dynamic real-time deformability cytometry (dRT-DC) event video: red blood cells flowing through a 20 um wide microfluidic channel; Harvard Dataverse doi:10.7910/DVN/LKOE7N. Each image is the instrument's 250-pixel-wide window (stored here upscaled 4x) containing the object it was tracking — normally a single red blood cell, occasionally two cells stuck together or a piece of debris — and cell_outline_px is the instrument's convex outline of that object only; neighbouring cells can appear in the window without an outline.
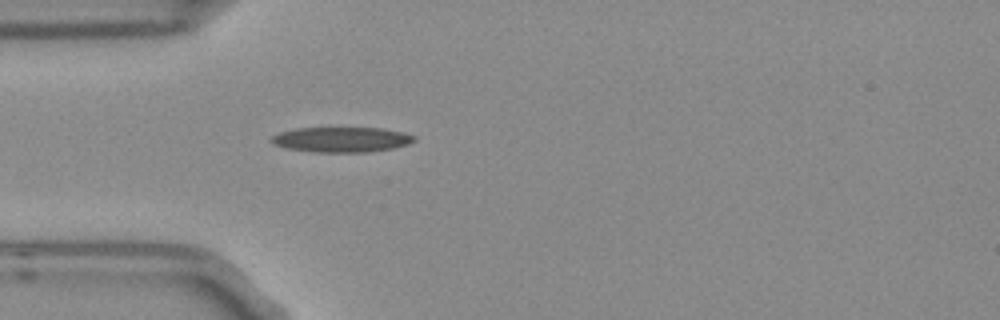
{"species": "Egyptian fruit bat (a non-hibernating species)", "species_latin": "Rousettus aegyptiacus", "temperature_condition": "room temperature", "stored_images_in_passage": 1, "camera_frame_rate_fps": 3000, "um_per_image_px": 0.085, "frame": {"image": 1, "passage_image": 1, "time_ms": 0.0, "image_size_px": [1000, 320], "cell_outline_px": [[416, 140], [408, 144], [392, 148], [368, 152], [312, 152], [284, 148], [272, 144], [268, 140], [272, 136], [280, 132], [296, 128], [384, 128], [416, 136]], "centroid_in_image_um": [28.98, 11.87], "position_along_channel_um": 56.0, "area_um2": 21.04}}